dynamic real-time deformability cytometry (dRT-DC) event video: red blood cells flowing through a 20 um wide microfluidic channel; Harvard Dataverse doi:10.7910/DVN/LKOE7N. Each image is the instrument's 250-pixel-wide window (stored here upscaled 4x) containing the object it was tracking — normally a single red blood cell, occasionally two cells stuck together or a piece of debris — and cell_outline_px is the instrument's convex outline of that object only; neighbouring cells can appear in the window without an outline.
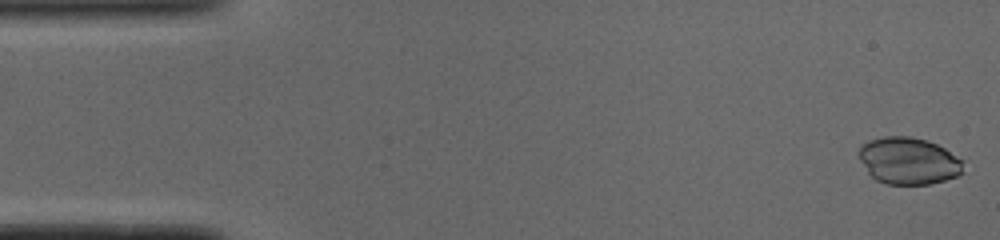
{"species": "common noctule bat (a hibernating species)", "species_latin": "Nyctalus noctula", "temperature_condition": "cold", "stored_images_in_passage": 48, "camera_frame_rate_fps": 3000, "um_per_image_px": 0.085, "animal": {"sex": "male", "body_mass_g": 19.0, "forearm_length_mm": 50.8}, "frame": {"image": 1, "passage_image": 1, "time_ms": 0.0, "image_size_px": [1000, 240], "cell_outline_px": [[964, 172], [956, 176], [944, 180], [928, 184], [888, 184], [876, 180], [868, 172], [860, 160], [856, 152], [860, 144], [868, 140], [884, 136], [912, 136], [928, 140], [944, 148], [964, 160]], "centroid_in_image_um": [77.21, 13.65], "position_along_channel_um": 7.8, "area_um2": 28.96}}
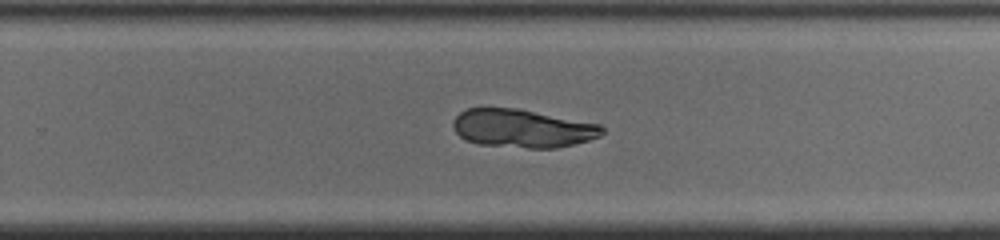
{"frame": {"image": 2, "passage_image": 32, "time_ms": 10.333, "image_size_px": [1000, 240], "cell_outline_px": [[604, 132], [600, 136], [588, 140], [556, 148], [528, 148], [476, 144], [460, 136], [456, 132], [452, 124], [452, 120], [460, 112], [468, 108], [516, 108], [600, 124], [604, 128]], "centroid_in_image_um": [44.39, 10.91], "position_along_channel_um": 285.4, "area_um2": 33.12}}
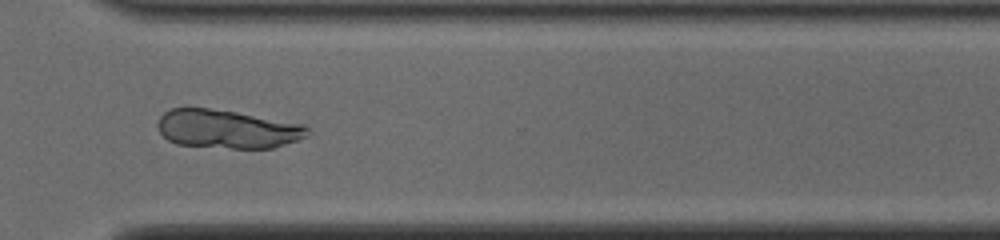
{"frame": {"image": 3, "passage_image": 37, "time_ms": 12.0, "image_size_px": [1000, 240], "cell_outline_px": [[308, 136], [272, 148], [232, 148], [176, 144], [168, 140], [160, 132], [156, 124], [160, 116], [164, 112], [172, 108], [208, 108], [236, 112], [304, 124], [308, 128]], "centroid_in_image_um": [19.29, 10.96], "position_along_channel_um": 351.3, "area_um2": 33.47}}